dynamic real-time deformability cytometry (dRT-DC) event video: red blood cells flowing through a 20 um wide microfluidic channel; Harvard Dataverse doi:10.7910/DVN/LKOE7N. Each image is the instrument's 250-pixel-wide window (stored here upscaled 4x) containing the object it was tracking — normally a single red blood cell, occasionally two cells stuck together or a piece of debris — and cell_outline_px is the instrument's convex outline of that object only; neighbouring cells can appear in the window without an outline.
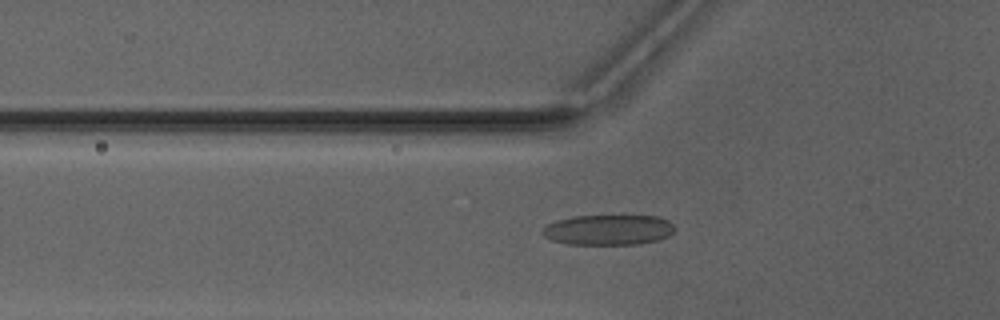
{"species": "Egyptian fruit bat (a non-hibernating species)", "species_latin": "Rousettus aegyptiacus", "temperature_condition": "warm", "stored_images_in_passage": 35, "camera_frame_rate_fps": 3000, "um_per_image_px": 0.085, "animal": {"sex": "male"}, "frame": {"image": 1, "passage_image": 3, "time_ms": 0.667, "image_size_px": [1000, 320], "cell_outline_px": [[676, 228], [668, 236], [660, 240], [640, 244], [568, 244], [552, 240], [544, 236], [540, 232], [548, 224], [556, 220], [572, 216], [656, 216], [668, 220]], "centroid_in_image_um": [51.72, 19.54], "position_along_channel_um": 74.1, "area_um2": 23.41}}
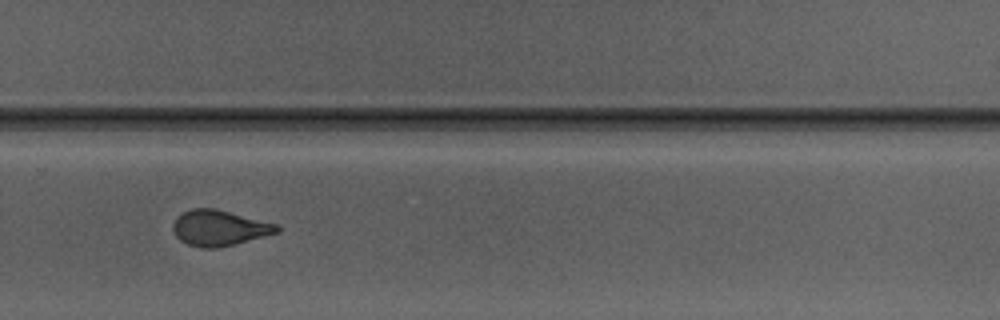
{"frame": {"image": 2, "passage_image": 20, "time_ms": 6.333, "image_size_px": [1000, 320], "cell_outline_px": [[280, 232], [236, 244], [216, 248], [200, 248], [188, 244], [180, 240], [176, 236], [172, 228], [172, 224], [184, 212], [192, 208], [216, 208], [280, 224]], "centroid_in_image_um": [18.7, 19.38], "position_along_channel_um": 311.1, "area_um2": 21.79}}
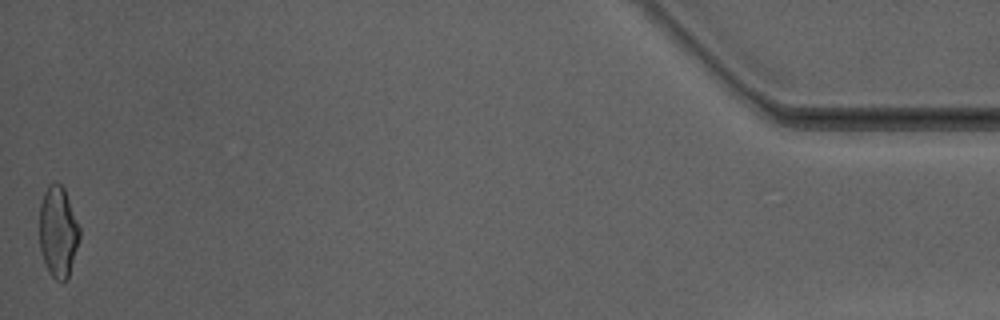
{"frame": {"image": 3, "passage_image": 35, "time_ms": 11.333, "image_size_px": [1000, 320], "cell_outline_px": [[80, 236], [68, 276], [64, 284], [56, 280], [48, 272], [40, 248], [40, 204], [44, 192], [48, 184], [60, 184], [64, 188], [80, 228]], "centroid_in_image_um": [4.93, 19.72], "position_along_channel_um": 430.3, "area_um2": 21.04}, "authors_computed_cell_mechanics": {"area_um2": 21.7906, "velocity_mm_per_s": 4.1812, "shape_relaxation_time_tau1_ms": null, "shape_relaxation_time_tau2_ms": 1.214, "deformation_change_tau1": null, "deformation_change_tau2": 0.076}}